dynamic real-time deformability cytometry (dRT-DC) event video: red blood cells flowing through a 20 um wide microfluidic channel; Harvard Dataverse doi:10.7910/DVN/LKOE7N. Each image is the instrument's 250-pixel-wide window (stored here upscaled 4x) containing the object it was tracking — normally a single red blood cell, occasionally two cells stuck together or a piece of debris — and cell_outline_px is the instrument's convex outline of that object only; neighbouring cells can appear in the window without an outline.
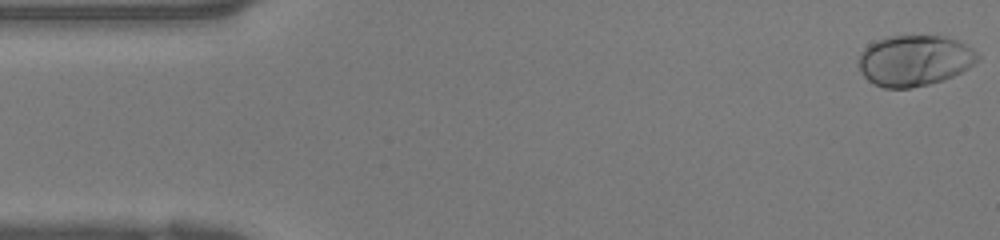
{"species": "human", "species_latin": "Homo sapiens", "temperature_condition": "warm", "stored_images_in_passage": 40, "camera_frame_rate_fps": 3000, "um_per_image_px": 0.085, "donor": {"sex": "female"}, "frame": {"image": 1, "passage_image": 1, "time_ms": 0.0, "image_size_px": [1000, 240], "cell_outline_px": [[980, 60], [968, 68], [944, 80], [912, 88], [884, 88], [868, 80], [860, 72], [860, 52], [868, 44], [884, 36], [944, 36], [956, 40], [972, 48], [980, 56]], "centroid_in_image_um": [77.73, 5.14], "position_along_channel_um": 7.3, "area_um2": 35.32}}
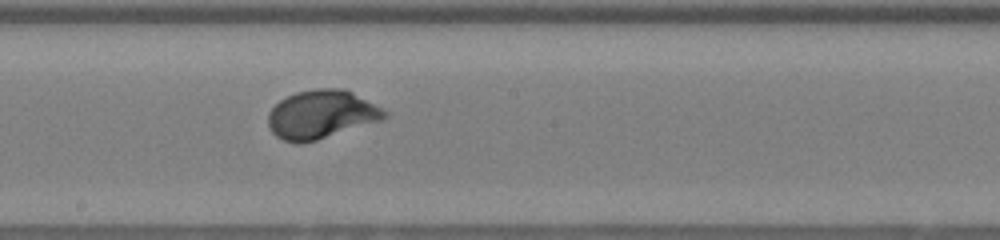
{"frame": {"image": 2, "passage_image": 21, "time_ms": 6.667, "image_size_px": [1000, 240], "cell_outline_px": [[388, 116], [384, 120], [316, 140], [300, 144], [296, 144], [284, 140], [276, 136], [268, 128], [268, 112], [280, 100], [296, 92], [316, 88], [344, 88], [352, 92], [388, 112]], "centroid_in_image_um": [27.3, 9.74], "position_along_channel_um": 220.9, "area_um2": 32.95}}
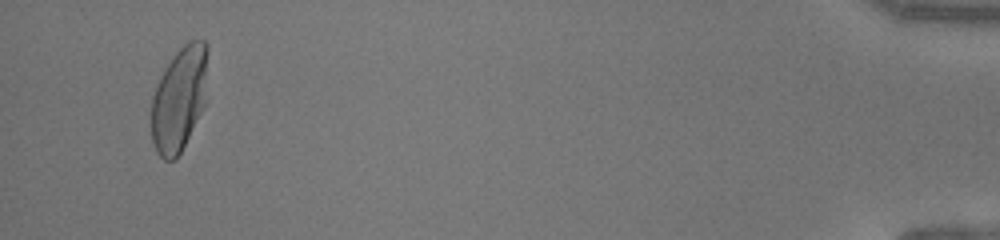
{"frame": {"image": 3, "passage_image": 38, "time_ms": 12.333, "image_size_px": [1000, 240], "cell_outline_px": [[208, 52], [204, 104], [180, 152], [172, 160], [164, 160], [156, 152], [152, 140], [148, 124], [152, 96], [156, 84], [164, 68], [176, 52], [188, 40], [204, 40], [208, 44]], "centroid_in_image_um": [15.18, 8.38], "position_along_channel_um": 420.0, "area_um2": 34.56}}